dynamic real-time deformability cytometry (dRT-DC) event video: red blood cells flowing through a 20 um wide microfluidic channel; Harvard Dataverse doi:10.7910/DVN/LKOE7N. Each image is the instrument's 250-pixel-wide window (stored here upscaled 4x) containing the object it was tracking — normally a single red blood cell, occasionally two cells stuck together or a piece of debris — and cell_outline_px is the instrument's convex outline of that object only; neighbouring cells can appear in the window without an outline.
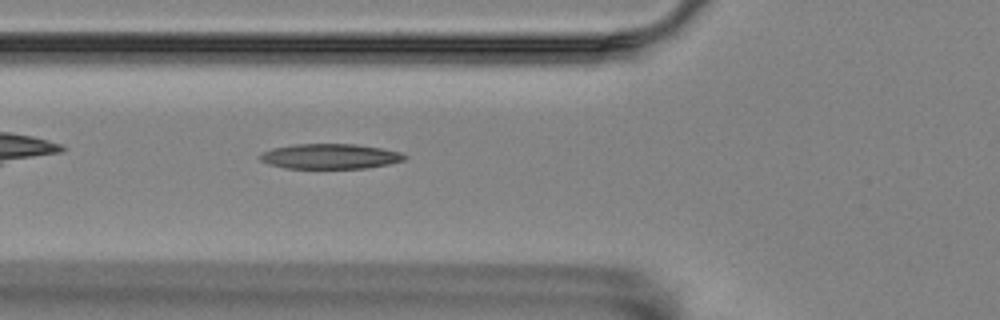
{"species": "Egyptian fruit bat (a non-hibernating species)", "species_latin": "Rousettus aegyptiacus", "temperature_condition": "room temperature", "stored_images_in_passage": 40, "camera_frame_rate_fps": 3000, "um_per_image_px": 0.085, "animal": {"sex": "female"}, "frame": {"image": 1, "passage_image": 4, "time_ms": 1.0, "image_size_px": [1000, 320], "cell_outline_px": [[408, 156], [404, 160], [388, 164], [364, 168], [284, 168], [268, 164], [260, 160], [260, 156], [264, 152], [272, 148], [296, 144], [356, 144], [380, 148], [400, 152]], "centroid_in_image_um": [28.06, 13.29], "position_along_channel_um": 97.7, "area_um2": 20.98}}
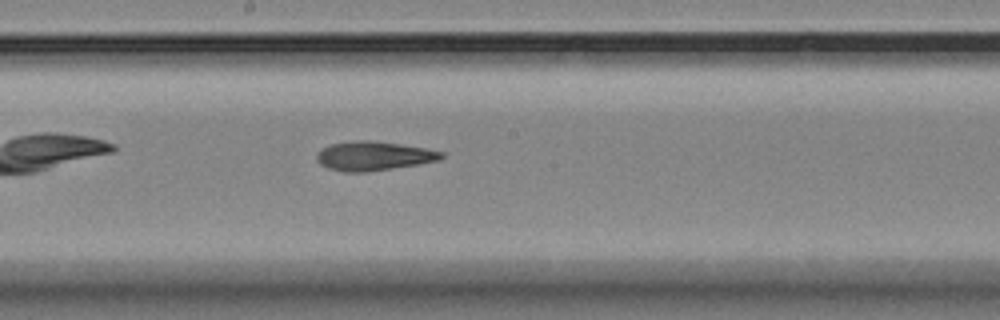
{"frame": {"image": 2, "passage_image": 14, "time_ms": 4.333, "image_size_px": [1000, 320], "cell_outline_px": [[444, 156], [440, 160], [416, 164], [364, 172], [344, 172], [328, 168], [320, 164], [316, 160], [316, 156], [324, 148], [332, 144], [360, 140], [368, 140], [400, 144], [424, 148], [444, 152]], "centroid_in_image_um": [31.76, 13.26], "position_along_channel_um": 216.4, "area_um2": 20.69}}
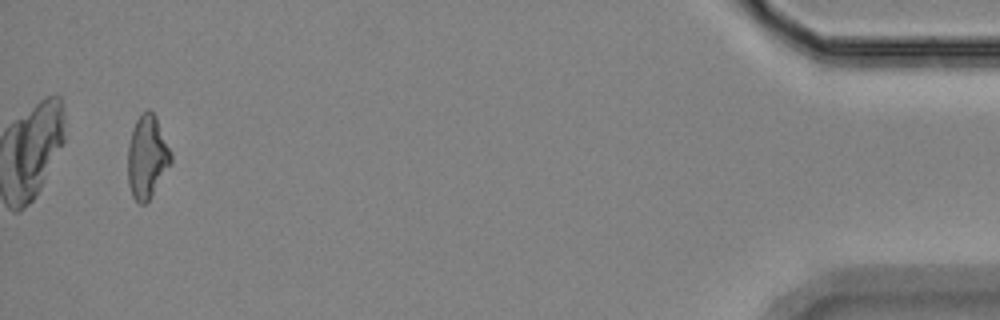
{"frame": {"image": 3, "passage_image": 38, "time_ms": 12.333, "image_size_px": [1000, 320], "cell_outline_px": [[172, 160], [152, 196], [144, 204], [140, 204], [132, 196], [128, 184], [128, 144], [132, 128], [140, 112], [148, 108], [156, 116], [172, 156]], "centroid_in_image_um": [12.48, 13.31], "position_along_channel_um": 422.7, "area_um2": 20.81}}